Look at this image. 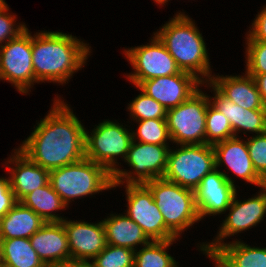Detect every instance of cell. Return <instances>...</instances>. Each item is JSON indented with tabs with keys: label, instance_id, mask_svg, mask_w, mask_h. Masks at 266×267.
I'll return each mask as SVG.
<instances>
[{
	"label": "cell",
	"instance_id": "9c48e42d",
	"mask_svg": "<svg viewBox=\"0 0 266 267\" xmlns=\"http://www.w3.org/2000/svg\"><path fill=\"white\" fill-rule=\"evenodd\" d=\"M168 152V145L136 143L132 140L125 162L134 172L117 168L112 174L113 188L125 182L126 184H145L148 181L163 178L167 168Z\"/></svg>",
	"mask_w": 266,
	"mask_h": 267
},
{
	"label": "cell",
	"instance_id": "4dcf8cb0",
	"mask_svg": "<svg viewBox=\"0 0 266 267\" xmlns=\"http://www.w3.org/2000/svg\"><path fill=\"white\" fill-rule=\"evenodd\" d=\"M131 117L136 121L166 119L167 109L143 91L128 106Z\"/></svg>",
	"mask_w": 266,
	"mask_h": 267
},
{
	"label": "cell",
	"instance_id": "7c38bea8",
	"mask_svg": "<svg viewBox=\"0 0 266 267\" xmlns=\"http://www.w3.org/2000/svg\"><path fill=\"white\" fill-rule=\"evenodd\" d=\"M127 215L152 240L178 239L165 225L150 189L145 184H126Z\"/></svg>",
	"mask_w": 266,
	"mask_h": 267
},
{
	"label": "cell",
	"instance_id": "e575fe53",
	"mask_svg": "<svg viewBox=\"0 0 266 267\" xmlns=\"http://www.w3.org/2000/svg\"><path fill=\"white\" fill-rule=\"evenodd\" d=\"M17 202L10 187L9 177H0V218L5 216Z\"/></svg>",
	"mask_w": 266,
	"mask_h": 267
},
{
	"label": "cell",
	"instance_id": "7402d4cb",
	"mask_svg": "<svg viewBox=\"0 0 266 267\" xmlns=\"http://www.w3.org/2000/svg\"><path fill=\"white\" fill-rule=\"evenodd\" d=\"M110 216L102 220L107 244L126 247L135 251L136 245L144 246L151 241L142 228L127 214H112Z\"/></svg>",
	"mask_w": 266,
	"mask_h": 267
},
{
	"label": "cell",
	"instance_id": "4fadbf2b",
	"mask_svg": "<svg viewBox=\"0 0 266 267\" xmlns=\"http://www.w3.org/2000/svg\"><path fill=\"white\" fill-rule=\"evenodd\" d=\"M235 193L231 205L229 206V214L223 221L217 237L213 242L202 244L200 250L208 256L211 252L218 250L222 245L223 239L234 236L241 231L247 230L252 226H256L261 220H264L266 214V187H262L261 192L247 200L238 201Z\"/></svg>",
	"mask_w": 266,
	"mask_h": 267
},
{
	"label": "cell",
	"instance_id": "d590c367",
	"mask_svg": "<svg viewBox=\"0 0 266 267\" xmlns=\"http://www.w3.org/2000/svg\"><path fill=\"white\" fill-rule=\"evenodd\" d=\"M247 34L248 40H257L266 42V6L258 13L252 23V29Z\"/></svg>",
	"mask_w": 266,
	"mask_h": 267
},
{
	"label": "cell",
	"instance_id": "60d3db41",
	"mask_svg": "<svg viewBox=\"0 0 266 267\" xmlns=\"http://www.w3.org/2000/svg\"><path fill=\"white\" fill-rule=\"evenodd\" d=\"M4 4H6V2H5L4 0H0V8H1Z\"/></svg>",
	"mask_w": 266,
	"mask_h": 267
},
{
	"label": "cell",
	"instance_id": "7a4b0ae2",
	"mask_svg": "<svg viewBox=\"0 0 266 267\" xmlns=\"http://www.w3.org/2000/svg\"><path fill=\"white\" fill-rule=\"evenodd\" d=\"M90 46L62 32L41 31L32 36V62L35 83L50 81L66 84L83 68Z\"/></svg>",
	"mask_w": 266,
	"mask_h": 267
},
{
	"label": "cell",
	"instance_id": "484cf974",
	"mask_svg": "<svg viewBox=\"0 0 266 267\" xmlns=\"http://www.w3.org/2000/svg\"><path fill=\"white\" fill-rule=\"evenodd\" d=\"M20 202L24 206L31 208L45 222H62L64 220V218L52 213L54 210H64L67 206L51 187L50 183L28 193Z\"/></svg>",
	"mask_w": 266,
	"mask_h": 267
},
{
	"label": "cell",
	"instance_id": "1f68e13d",
	"mask_svg": "<svg viewBox=\"0 0 266 267\" xmlns=\"http://www.w3.org/2000/svg\"><path fill=\"white\" fill-rule=\"evenodd\" d=\"M246 73L266 74V42L247 40Z\"/></svg>",
	"mask_w": 266,
	"mask_h": 267
},
{
	"label": "cell",
	"instance_id": "5b68a950",
	"mask_svg": "<svg viewBox=\"0 0 266 267\" xmlns=\"http://www.w3.org/2000/svg\"><path fill=\"white\" fill-rule=\"evenodd\" d=\"M145 185L152 192L154 201L163 215L166 227L177 238L182 231L200 220L194 190L182 187L164 178L148 181Z\"/></svg>",
	"mask_w": 266,
	"mask_h": 267
},
{
	"label": "cell",
	"instance_id": "30bf717a",
	"mask_svg": "<svg viewBox=\"0 0 266 267\" xmlns=\"http://www.w3.org/2000/svg\"><path fill=\"white\" fill-rule=\"evenodd\" d=\"M0 79L9 81L18 92L25 94L34 85L32 35L28 28L0 46Z\"/></svg>",
	"mask_w": 266,
	"mask_h": 267
},
{
	"label": "cell",
	"instance_id": "e0dca14e",
	"mask_svg": "<svg viewBox=\"0 0 266 267\" xmlns=\"http://www.w3.org/2000/svg\"><path fill=\"white\" fill-rule=\"evenodd\" d=\"M29 239L46 267H57L71 259L69 242L62 222H45Z\"/></svg>",
	"mask_w": 266,
	"mask_h": 267
},
{
	"label": "cell",
	"instance_id": "d4e9b609",
	"mask_svg": "<svg viewBox=\"0 0 266 267\" xmlns=\"http://www.w3.org/2000/svg\"><path fill=\"white\" fill-rule=\"evenodd\" d=\"M2 267H46L31 245L29 238L0 239Z\"/></svg>",
	"mask_w": 266,
	"mask_h": 267
},
{
	"label": "cell",
	"instance_id": "d6a6232c",
	"mask_svg": "<svg viewBox=\"0 0 266 267\" xmlns=\"http://www.w3.org/2000/svg\"><path fill=\"white\" fill-rule=\"evenodd\" d=\"M246 144L249 151V156L252 160L254 169L257 174L265 181L266 180V132L257 134L248 140Z\"/></svg>",
	"mask_w": 266,
	"mask_h": 267
},
{
	"label": "cell",
	"instance_id": "6da1fadb",
	"mask_svg": "<svg viewBox=\"0 0 266 267\" xmlns=\"http://www.w3.org/2000/svg\"><path fill=\"white\" fill-rule=\"evenodd\" d=\"M53 107L17 148L47 170L61 168L85 158V128L68 104L54 99Z\"/></svg>",
	"mask_w": 266,
	"mask_h": 267
},
{
	"label": "cell",
	"instance_id": "603a6c76",
	"mask_svg": "<svg viewBox=\"0 0 266 267\" xmlns=\"http://www.w3.org/2000/svg\"><path fill=\"white\" fill-rule=\"evenodd\" d=\"M44 223L45 221L31 208L18 201L0 218V239L30 238Z\"/></svg>",
	"mask_w": 266,
	"mask_h": 267
},
{
	"label": "cell",
	"instance_id": "cb8c5ba5",
	"mask_svg": "<svg viewBox=\"0 0 266 267\" xmlns=\"http://www.w3.org/2000/svg\"><path fill=\"white\" fill-rule=\"evenodd\" d=\"M216 267H262L263 248L251 247L241 241L224 243L208 255Z\"/></svg>",
	"mask_w": 266,
	"mask_h": 267
},
{
	"label": "cell",
	"instance_id": "2e32d148",
	"mask_svg": "<svg viewBox=\"0 0 266 267\" xmlns=\"http://www.w3.org/2000/svg\"><path fill=\"white\" fill-rule=\"evenodd\" d=\"M69 242L71 259H94L106 246L103 222L62 221Z\"/></svg>",
	"mask_w": 266,
	"mask_h": 267
},
{
	"label": "cell",
	"instance_id": "8992f818",
	"mask_svg": "<svg viewBox=\"0 0 266 267\" xmlns=\"http://www.w3.org/2000/svg\"><path fill=\"white\" fill-rule=\"evenodd\" d=\"M215 169V153L212 145H180L169 149L167 168L163 178L195 190L205 175Z\"/></svg>",
	"mask_w": 266,
	"mask_h": 267
},
{
	"label": "cell",
	"instance_id": "4316f807",
	"mask_svg": "<svg viewBox=\"0 0 266 267\" xmlns=\"http://www.w3.org/2000/svg\"><path fill=\"white\" fill-rule=\"evenodd\" d=\"M175 240H152L141 250H135L134 267H178L174 258L166 252Z\"/></svg>",
	"mask_w": 266,
	"mask_h": 267
},
{
	"label": "cell",
	"instance_id": "44dd1931",
	"mask_svg": "<svg viewBox=\"0 0 266 267\" xmlns=\"http://www.w3.org/2000/svg\"><path fill=\"white\" fill-rule=\"evenodd\" d=\"M245 75L213 76L210 82L225 97L243 109H266L254 78L247 73Z\"/></svg>",
	"mask_w": 266,
	"mask_h": 267
},
{
	"label": "cell",
	"instance_id": "f546056e",
	"mask_svg": "<svg viewBox=\"0 0 266 267\" xmlns=\"http://www.w3.org/2000/svg\"><path fill=\"white\" fill-rule=\"evenodd\" d=\"M134 257L132 249L107 244L92 261L95 267H134Z\"/></svg>",
	"mask_w": 266,
	"mask_h": 267
},
{
	"label": "cell",
	"instance_id": "9a60e30c",
	"mask_svg": "<svg viewBox=\"0 0 266 267\" xmlns=\"http://www.w3.org/2000/svg\"><path fill=\"white\" fill-rule=\"evenodd\" d=\"M200 84L202 85V82L194 75L180 71L175 75L142 81L137 88L168 110L185 102L199 89Z\"/></svg>",
	"mask_w": 266,
	"mask_h": 267
},
{
	"label": "cell",
	"instance_id": "3957f363",
	"mask_svg": "<svg viewBox=\"0 0 266 267\" xmlns=\"http://www.w3.org/2000/svg\"><path fill=\"white\" fill-rule=\"evenodd\" d=\"M154 34L164 44L181 71L194 75L203 84L211 80L214 75H211L205 41L188 15L181 12L176 14Z\"/></svg>",
	"mask_w": 266,
	"mask_h": 267
},
{
	"label": "cell",
	"instance_id": "8d00e7d4",
	"mask_svg": "<svg viewBox=\"0 0 266 267\" xmlns=\"http://www.w3.org/2000/svg\"><path fill=\"white\" fill-rule=\"evenodd\" d=\"M255 80L263 104L266 106V74H249Z\"/></svg>",
	"mask_w": 266,
	"mask_h": 267
},
{
	"label": "cell",
	"instance_id": "d6986e66",
	"mask_svg": "<svg viewBox=\"0 0 266 267\" xmlns=\"http://www.w3.org/2000/svg\"><path fill=\"white\" fill-rule=\"evenodd\" d=\"M16 151V152H15ZM14 151V156L7 161L13 164V168H7L10 171V187L14 192L17 201H20L28 193L43 187L49 183V170L44 169L38 164L32 162L19 149Z\"/></svg>",
	"mask_w": 266,
	"mask_h": 267
},
{
	"label": "cell",
	"instance_id": "ffe728a7",
	"mask_svg": "<svg viewBox=\"0 0 266 267\" xmlns=\"http://www.w3.org/2000/svg\"><path fill=\"white\" fill-rule=\"evenodd\" d=\"M208 84L215 92L210 103L229 120L234 136L241 130L256 134L266 132V109H243L225 97L210 81Z\"/></svg>",
	"mask_w": 266,
	"mask_h": 267
},
{
	"label": "cell",
	"instance_id": "f1b7e54d",
	"mask_svg": "<svg viewBox=\"0 0 266 267\" xmlns=\"http://www.w3.org/2000/svg\"><path fill=\"white\" fill-rule=\"evenodd\" d=\"M231 137H234V133L229 120L209 103L206 113V144L214 145Z\"/></svg>",
	"mask_w": 266,
	"mask_h": 267
},
{
	"label": "cell",
	"instance_id": "ab89813d",
	"mask_svg": "<svg viewBox=\"0 0 266 267\" xmlns=\"http://www.w3.org/2000/svg\"><path fill=\"white\" fill-rule=\"evenodd\" d=\"M156 3H158V4H164L165 5V3H167L168 2V0H154Z\"/></svg>",
	"mask_w": 266,
	"mask_h": 267
},
{
	"label": "cell",
	"instance_id": "52a82bcc",
	"mask_svg": "<svg viewBox=\"0 0 266 267\" xmlns=\"http://www.w3.org/2000/svg\"><path fill=\"white\" fill-rule=\"evenodd\" d=\"M210 101L212 98L198 89L185 102L167 110L166 121L173 143L206 144V113Z\"/></svg>",
	"mask_w": 266,
	"mask_h": 267
},
{
	"label": "cell",
	"instance_id": "8fae6325",
	"mask_svg": "<svg viewBox=\"0 0 266 267\" xmlns=\"http://www.w3.org/2000/svg\"><path fill=\"white\" fill-rule=\"evenodd\" d=\"M152 38L149 45L124 50L134 70V73L128 74L127 78L136 87L142 81L175 75L181 71L160 39L155 34Z\"/></svg>",
	"mask_w": 266,
	"mask_h": 267
},
{
	"label": "cell",
	"instance_id": "836d02e7",
	"mask_svg": "<svg viewBox=\"0 0 266 267\" xmlns=\"http://www.w3.org/2000/svg\"><path fill=\"white\" fill-rule=\"evenodd\" d=\"M4 4L0 8V46L3 42H8L11 39L16 38L21 32H23L27 27L25 24H20L15 27L16 16L8 13L9 7Z\"/></svg>",
	"mask_w": 266,
	"mask_h": 267
},
{
	"label": "cell",
	"instance_id": "ba28073f",
	"mask_svg": "<svg viewBox=\"0 0 266 267\" xmlns=\"http://www.w3.org/2000/svg\"><path fill=\"white\" fill-rule=\"evenodd\" d=\"M132 140V131L119 123L105 120L90 135L85 130V158L104 166L113 174L117 170V157L126 159Z\"/></svg>",
	"mask_w": 266,
	"mask_h": 267
},
{
	"label": "cell",
	"instance_id": "83f0119b",
	"mask_svg": "<svg viewBox=\"0 0 266 267\" xmlns=\"http://www.w3.org/2000/svg\"><path fill=\"white\" fill-rule=\"evenodd\" d=\"M139 122L137 132H132L133 140L141 143L168 145L171 141L166 119H146ZM137 136V137H136Z\"/></svg>",
	"mask_w": 266,
	"mask_h": 267
},
{
	"label": "cell",
	"instance_id": "74e56055",
	"mask_svg": "<svg viewBox=\"0 0 266 267\" xmlns=\"http://www.w3.org/2000/svg\"><path fill=\"white\" fill-rule=\"evenodd\" d=\"M91 262L88 260L68 259L57 267H95L93 261Z\"/></svg>",
	"mask_w": 266,
	"mask_h": 267
},
{
	"label": "cell",
	"instance_id": "ac0fdd59",
	"mask_svg": "<svg viewBox=\"0 0 266 267\" xmlns=\"http://www.w3.org/2000/svg\"><path fill=\"white\" fill-rule=\"evenodd\" d=\"M212 146L215 153V168L225 163L229 170L246 182L261 188L264 186V180L254 169L246 141L240 140L237 135Z\"/></svg>",
	"mask_w": 266,
	"mask_h": 267
},
{
	"label": "cell",
	"instance_id": "f35d334b",
	"mask_svg": "<svg viewBox=\"0 0 266 267\" xmlns=\"http://www.w3.org/2000/svg\"><path fill=\"white\" fill-rule=\"evenodd\" d=\"M262 267H266V248H263V263Z\"/></svg>",
	"mask_w": 266,
	"mask_h": 267
},
{
	"label": "cell",
	"instance_id": "277c9868",
	"mask_svg": "<svg viewBox=\"0 0 266 267\" xmlns=\"http://www.w3.org/2000/svg\"><path fill=\"white\" fill-rule=\"evenodd\" d=\"M49 183L68 206L69 201L113 188L112 174L92 160H83L50 170Z\"/></svg>",
	"mask_w": 266,
	"mask_h": 267
},
{
	"label": "cell",
	"instance_id": "5bb4252c",
	"mask_svg": "<svg viewBox=\"0 0 266 267\" xmlns=\"http://www.w3.org/2000/svg\"><path fill=\"white\" fill-rule=\"evenodd\" d=\"M194 192L201 220L206 215H219L228 210L237 190L232 178L215 168L205 175Z\"/></svg>",
	"mask_w": 266,
	"mask_h": 267
}]
</instances>
